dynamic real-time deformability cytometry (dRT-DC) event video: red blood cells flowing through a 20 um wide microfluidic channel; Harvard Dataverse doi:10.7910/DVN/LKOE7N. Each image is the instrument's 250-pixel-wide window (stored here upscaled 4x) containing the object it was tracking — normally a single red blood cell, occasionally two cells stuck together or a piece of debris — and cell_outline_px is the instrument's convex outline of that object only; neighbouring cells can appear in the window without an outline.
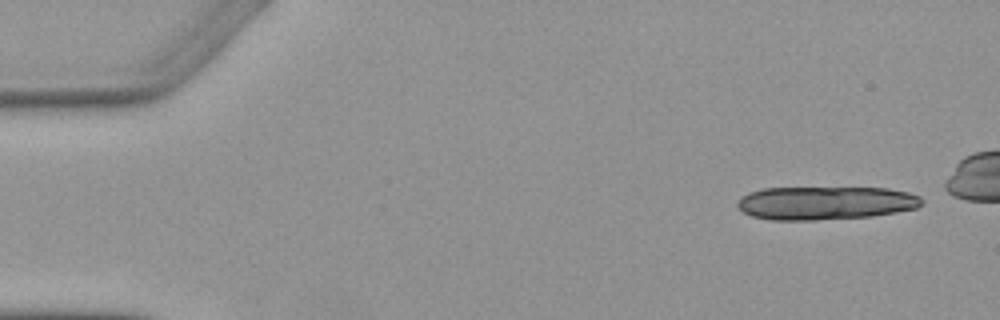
{"species": "Egyptian fruit bat (a non-hibernating species)", "species_latin": "Rousettus aegyptiacus", "temperature_condition": "warm", "stored_images_in_passage": 7, "camera_frame_rate_fps": 3000, "um_per_image_px": 0.085, "animal": {"sex": "female"}, "frame": {"image": 1, "passage_image": 1, "time_ms": 0.0, "image_size_px": [1000, 320], "cell_outline_px": [[924, 200], [916, 208], [896, 212], [872, 216], [816, 220], [768, 220], [752, 216], [744, 212], [736, 204], [740, 196], [748, 192], [764, 188], [888, 188], [908, 192], [920, 196]], "centroid_in_image_um": [70.14, 17.25], "position_along_channel_um": 14.9, "area_um2": 35.95}}
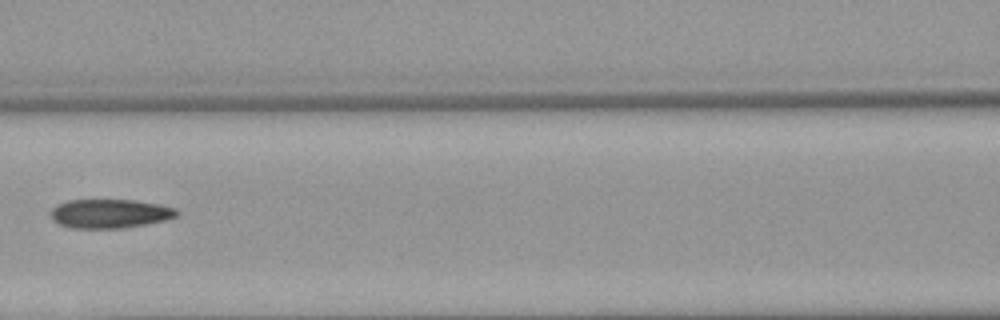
{"frame": {"image": 2, "passage_image": 7, "time_ms": 7.0, "image_size_px": [1000, 320], "cell_outline_px": [[180, 212], [176, 216], [164, 220], [144, 224], [120, 228], [72, 228], [56, 224], [52, 220], [52, 208], [56, 204], [68, 200], [136, 200], [160, 204], [176, 208]], "centroid_in_image_um": [9.32, 18.15], "position_along_channel_um": 157.3, "area_um2": 21.33}}